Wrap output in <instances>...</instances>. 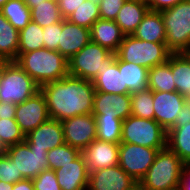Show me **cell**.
Here are the masks:
<instances>
[{
    "mask_svg": "<svg viewBox=\"0 0 190 190\" xmlns=\"http://www.w3.org/2000/svg\"><path fill=\"white\" fill-rule=\"evenodd\" d=\"M50 118L63 121L93 111L95 88L92 81L67 75L40 87Z\"/></svg>",
    "mask_w": 190,
    "mask_h": 190,
    "instance_id": "1",
    "label": "cell"
},
{
    "mask_svg": "<svg viewBox=\"0 0 190 190\" xmlns=\"http://www.w3.org/2000/svg\"><path fill=\"white\" fill-rule=\"evenodd\" d=\"M16 62L40 87L69 74L68 60L56 50L29 51L21 54Z\"/></svg>",
    "mask_w": 190,
    "mask_h": 190,
    "instance_id": "2",
    "label": "cell"
},
{
    "mask_svg": "<svg viewBox=\"0 0 190 190\" xmlns=\"http://www.w3.org/2000/svg\"><path fill=\"white\" fill-rule=\"evenodd\" d=\"M185 163L168 147L157 152L153 164L138 183L140 190H168L178 187Z\"/></svg>",
    "mask_w": 190,
    "mask_h": 190,
    "instance_id": "3",
    "label": "cell"
},
{
    "mask_svg": "<svg viewBox=\"0 0 190 190\" xmlns=\"http://www.w3.org/2000/svg\"><path fill=\"white\" fill-rule=\"evenodd\" d=\"M166 45L172 53H190V0L161 11Z\"/></svg>",
    "mask_w": 190,
    "mask_h": 190,
    "instance_id": "4",
    "label": "cell"
},
{
    "mask_svg": "<svg viewBox=\"0 0 190 190\" xmlns=\"http://www.w3.org/2000/svg\"><path fill=\"white\" fill-rule=\"evenodd\" d=\"M171 54L166 43L147 42L133 35H126L116 52V57L121 61L150 69L166 62Z\"/></svg>",
    "mask_w": 190,
    "mask_h": 190,
    "instance_id": "5",
    "label": "cell"
},
{
    "mask_svg": "<svg viewBox=\"0 0 190 190\" xmlns=\"http://www.w3.org/2000/svg\"><path fill=\"white\" fill-rule=\"evenodd\" d=\"M121 143L164 149L167 147V131L154 119L130 115L122 123Z\"/></svg>",
    "mask_w": 190,
    "mask_h": 190,
    "instance_id": "6",
    "label": "cell"
},
{
    "mask_svg": "<svg viewBox=\"0 0 190 190\" xmlns=\"http://www.w3.org/2000/svg\"><path fill=\"white\" fill-rule=\"evenodd\" d=\"M116 60V53L90 41L68 60L69 75L93 81L106 65Z\"/></svg>",
    "mask_w": 190,
    "mask_h": 190,
    "instance_id": "7",
    "label": "cell"
},
{
    "mask_svg": "<svg viewBox=\"0 0 190 190\" xmlns=\"http://www.w3.org/2000/svg\"><path fill=\"white\" fill-rule=\"evenodd\" d=\"M40 91V86L18 65L10 61L0 77V102L19 104Z\"/></svg>",
    "mask_w": 190,
    "mask_h": 190,
    "instance_id": "8",
    "label": "cell"
},
{
    "mask_svg": "<svg viewBox=\"0 0 190 190\" xmlns=\"http://www.w3.org/2000/svg\"><path fill=\"white\" fill-rule=\"evenodd\" d=\"M47 152L30 148L25 141L5 148V153L14 161L18 173L24 179H34L43 170L49 169Z\"/></svg>",
    "mask_w": 190,
    "mask_h": 190,
    "instance_id": "9",
    "label": "cell"
},
{
    "mask_svg": "<svg viewBox=\"0 0 190 190\" xmlns=\"http://www.w3.org/2000/svg\"><path fill=\"white\" fill-rule=\"evenodd\" d=\"M159 150L161 149L120 143L118 165L139 183L153 164Z\"/></svg>",
    "mask_w": 190,
    "mask_h": 190,
    "instance_id": "10",
    "label": "cell"
},
{
    "mask_svg": "<svg viewBox=\"0 0 190 190\" xmlns=\"http://www.w3.org/2000/svg\"><path fill=\"white\" fill-rule=\"evenodd\" d=\"M50 119L46 100L41 91L16 104L15 120L24 136Z\"/></svg>",
    "mask_w": 190,
    "mask_h": 190,
    "instance_id": "11",
    "label": "cell"
},
{
    "mask_svg": "<svg viewBox=\"0 0 190 190\" xmlns=\"http://www.w3.org/2000/svg\"><path fill=\"white\" fill-rule=\"evenodd\" d=\"M61 122L65 143L72 147L82 151L92 141L97 139L96 118L92 113L74 116Z\"/></svg>",
    "mask_w": 190,
    "mask_h": 190,
    "instance_id": "12",
    "label": "cell"
},
{
    "mask_svg": "<svg viewBox=\"0 0 190 190\" xmlns=\"http://www.w3.org/2000/svg\"><path fill=\"white\" fill-rule=\"evenodd\" d=\"M138 182L119 165L90 172L87 190H136Z\"/></svg>",
    "mask_w": 190,
    "mask_h": 190,
    "instance_id": "13",
    "label": "cell"
},
{
    "mask_svg": "<svg viewBox=\"0 0 190 190\" xmlns=\"http://www.w3.org/2000/svg\"><path fill=\"white\" fill-rule=\"evenodd\" d=\"M186 98L179 92L153 91L154 120L166 131L175 123Z\"/></svg>",
    "mask_w": 190,
    "mask_h": 190,
    "instance_id": "14",
    "label": "cell"
},
{
    "mask_svg": "<svg viewBox=\"0 0 190 190\" xmlns=\"http://www.w3.org/2000/svg\"><path fill=\"white\" fill-rule=\"evenodd\" d=\"M92 114L125 120L131 115V95L95 91Z\"/></svg>",
    "mask_w": 190,
    "mask_h": 190,
    "instance_id": "15",
    "label": "cell"
},
{
    "mask_svg": "<svg viewBox=\"0 0 190 190\" xmlns=\"http://www.w3.org/2000/svg\"><path fill=\"white\" fill-rule=\"evenodd\" d=\"M89 173L116 166L119 163V144L95 139L81 151Z\"/></svg>",
    "mask_w": 190,
    "mask_h": 190,
    "instance_id": "16",
    "label": "cell"
},
{
    "mask_svg": "<svg viewBox=\"0 0 190 190\" xmlns=\"http://www.w3.org/2000/svg\"><path fill=\"white\" fill-rule=\"evenodd\" d=\"M30 148L51 150L65 143L62 122L50 118L25 136Z\"/></svg>",
    "mask_w": 190,
    "mask_h": 190,
    "instance_id": "17",
    "label": "cell"
},
{
    "mask_svg": "<svg viewBox=\"0 0 190 190\" xmlns=\"http://www.w3.org/2000/svg\"><path fill=\"white\" fill-rule=\"evenodd\" d=\"M54 171L61 190H87L90 173L82 154Z\"/></svg>",
    "mask_w": 190,
    "mask_h": 190,
    "instance_id": "18",
    "label": "cell"
},
{
    "mask_svg": "<svg viewBox=\"0 0 190 190\" xmlns=\"http://www.w3.org/2000/svg\"><path fill=\"white\" fill-rule=\"evenodd\" d=\"M91 41L90 29L62 20L58 51L69 60Z\"/></svg>",
    "mask_w": 190,
    "mask_h": 190,
    "instance_id": "19",
    "label": "cell"
},
{
    "mask_svg": "<svg viewBox=\"0 0 190 190\" xmlns=\"http://www.w3.org/2000/svg\"><path fill=\"white\" fill-rule=\"evenodd\" d=\"M91 41L116 53L124 34L115 21L99 18L90 28Z\"/></svg>",
    "mask_w": 190,
    "mask_h": 190,
    "instance_id": "20",
    "label": "cell"
},
{
    "mask_svg": "<svg viewBox=\"0 0 190 190\" xmlns=\"http://www.w3.org/2000/svg\"><path fill=\"white\" fill-rule=\"evenodd\" d=\"M148 10L146 1L126 0L114 21L125 36L132 35Z\"/></svg>",
    "mask_w": 190,
    "mask_h": 190,
    "instance_id": "21",
    "label": "cell"
},
{
    "mask_svg": "<svg viewBox=\"0 0 190 190\" xmlns=\"http://www.w3.org/2000/svg\"><path fill=\"white\" fill-rule=\"evenodd\" d=\"M96 91L110 94H129L123 87L122 70L118 67V58L111 65H106L92 81Z\"/></svg>",
    "mask_w": 190,
    "mask_h": 190,
    "instance_id": "22",
    "label": "cell"
},
{
    "mask_svg": "<svg viewBox=\"0 0 190 190\" xmlns=\"http://www.w3.org/2000/svg\"><path fill=\"white\" fill-rule=\"evenodd\" d=\"M132 35L147 42L166 43V30L161 12L148 10Z\"/></svg>",
    "mask_w": 190,
    "mask_h": 190,
    "instance_id": "23",
    "label": "cell"
},
{
    "mask_svg": "<svg viewBox=\"0 0 190 190\" xmlns=\"http://www.w3.org/2000/svg\"><path fill=\"white\" fill-rule=\"evenodd\" d=\"M171 70L176 91L190 98V53H172Z\"/></svg>",
    "mask_w": 190,
    "mask_h": 190,
    "instance_id": "24",
    "label": "cell"
},
{
    "mask_svg": "<svg viewBox=\"0 0 190 190\" xmlns=\"http://www.w3.org/2000/svg\"><path fill=\"white\" fill-rule=\"evenodd\" d=\"M119 70H122L123 87H127L129 94L148 88L147 68L118 59Z\"/></svg>",
    "mask_w": 190,
    "mask_h": 190,
    "instance_id": "25",
    "label": "cell"
},
{
    "mask_svg": "<svg viewBox=\"0 0 190 190\" xmlns=\"http://www.w3.org/2000/svg\"><path fill=\"white\" fill-rule=\"evenodd\" d=\"M167 147L185 164L190 163V122L167 130Z\"/></svg>",
    "mask_w": 190,
    "mask_h": 190,
    "instance_id": "26",
    "label": "cell"
},
{
    "mask_svg": "<svg viewBox=\"0 0 190 190\" xmlns=\"http://www.w3.org/2000/svg\"><path fill=\"white\" fill-rule=\"evenodd\" d=\"M148 88L151 91L174 92L176 85L173 81L171 70V55L162 64L156 65L148 70Z\"/></svg>",
    "mask_w": 190,
    "mask_h": 190,
    "instance_id": "27",
    "label": "cell"
},
{
    "mask_svg": "<svg viewBox=\"0 0 190 190\" xmlns=\"http://www.w3.org/2000/svg\"><path fill=\"white\" fill-rule=\"evenodd\" d=\"M19 48V31L0 12V56L16 61Z\"/></svg>",
    "mask_w": 190,
    "mask_h": 190,
    "instance_id": "28",
    "label": "cell"
},
{
    "mask_svg": "<svg viewBox=\"0 0 190 190\" xmlns=\"http://www.w3.org/2000/svg\"><path fill=\"white\" fill-rule=\"evenodd\" d=\"M1 14L18 31L24 29L31 19V10L25 0H8L1 8Z\"/></svg>",
    "mask_w": 190,
    "mask_h": 190,
    "instance_id": "29",
    "label": "cell"
},
{
    "mask_svg": "<svg viewBox=\"0 0 190 190\" xmlns=\"http://www.w3.org/2000/svg\"><path fill=\"white\" fill-rule=\"evenodd\" d=\"M30 10L32 21L42 28L63 20L57 0H45L40 3H34V7Z\"/></svg>",
    "mask_w": 190,
    "mask_h": 190,
    "instance_id": "30",
    "label": "cell"
},
{
    "mask_svg": "<svg viewBox=\"0 0 190 190\" xmlns=\"http://www.w3.org/2000/svg\"><path fill=\"white\" fill-rule=\"evenodd\" d=\"M42 48H44L43 28L37 23L30 21L24 29L19 31L17 58L23 53Z\"/></svg>",
    "mask_w": 190,
    "mask_h": 190,
    "instance_id": "31",
    "label": "cell"
},
{
    "mask_svg": "<svg viewBox=\"0 0 190 190\" xmlns=\"http://www.w3.org/2000/svg\"><path fill=\"white\" fill-rule=\"evenodd\" d=\"M97 124V139L115 144L121 143L122 123L119 118L94 116Z\"/></svg>",
    "mask_w": 190,
    "mask_h": 190,
    "instance_id": "32",
    "label": "cell"
},
{
    "mask_svg": "<svg viewBox=\"0 0 190 190\" xmlns=\"http://www.w3.org/2000/svg\"><path fill=\"white\" fill-rule=\"evenodd\" d=\"M100 18L98 0H85L68 18L70 22L90 29Z\"/></svg>",
    "mask_w": 190,
    "mask_h": 190,
    "instance_id": "33",
    "label": "cell"
},
{
    "mask_svg": "<svg viewBox=\"0 0 190 190\" xmlns=\"http://www.w3.org/2000/svg\"><path fill=\"white\" fill-rule=\"evenodd\" d=\"M130 95L131 115L144 119H154L153 91L147 88Z\"/></svg>",
    "mask_w": 190,
    "mask_h": 190,
    "instance_id": "34",
    "label": "cell"
},
{
    "mask_svg": "<svg viewBox=\"0 0 190 190\" xmlns=\"http://www.w3.org/2000/svg\"><path fill=\"white\" fill-rule=\"evenodd\" d=\"M81 155V150L64 143L47 152V161L49 169L56 170L61 165H66Z\"/></svg>",
    "mask_w": 190,
    "mask_h": 190,
    "instance_id": "35",
    "label": "cell"
},
{
    "mask_svg": "<svg viewBox=\"0 0 190 190\" xmlns=\"http://www.w3.org/2000/svg\"><path fill=\"white\" fill-rule=\"evenodd\" d=\"M25 141V136L20 130L15 119L0 118V144L3 148Z\"/></svg>",
    "mask_w": 190,
    "mask_h": 190,
    "instance_id": "36",
    "label": "cell"
},
{
    "mask_svg": "<svg viewBox=\"0 0 190 190\" xmlns=\"http://www.w3.org/2000/svg\"><path fill=\"white\" fill-rule=\"evenodd\" d=\"M0 180L7 184L24 180L22 174L18 173L14 161L5 152L0 155Z\"/></svg>",
    "mask_w": 190,
    "mask_h": 190,
    "instance_id": "37",
    "label": "cell"
},
{
    "mask_svg": "<svg viewBox=\"0 0 190 190\" xmlns=\"http://www.w3.org/2000/svg\"><path fill=\"white\" fill-rule=\"evenodd\" d=\"M32 182L35 190H61L55 171L52 169L43 170L32 179Z\"/></svg>",
    "mask_w": 190,
    "mask_h": 190,
    "instance_id": "38",
    "label": "cell"
},
{
    "mask_svg": "<svg viewBox=\"0 0 190 190\" xmlns=\"http://www.w3.org/2000/svg\"><path fill=\"white\" fill-rule=\"evenodd\" d=\"M62 32V21L43 27L44 48L58 51L60 34Z\"/></svg>",
    "mask_w": 190,
    "mask_h": 190,
    "instance_id": "39",
    "label": "cell"
},
{
    "mask_svg": "<svg viewBox=\"0 0 190 190\" xmlns=\"http://www.w3.org/2000/svg\"><path fill=\"white\" fill-rule=\"evenodd\" d=\"M126 0H98L101 19L114 21Z\"/></svg>",
    "mask_w": 190,
    "mask_h": 190,
    "instance_id": "40",
    "label": "cell"
},
{
    "mask_svg": "<svg viewBox=\"0 0 190 190\" xmlns=\"http://www.w3.org/2000/svg\"><path fill=\"white\" fill-rule=\"evenodd\" d=\"M63 19H67L85 0H57Z\"/></svg>",
    "mask_w": 190,
    "mask_h": 190,
    "instance_id": "41",
    "label": "cell"
},
{
    "mask_svg": "<svg viewBox=\"0 0 190 190\" xmlns=\"http://www.w3.org/2000/svg\"><path fill=\"white\" fill-rule=\"evenodd\" d=\"M180 1L183 0H147L146 3L149 10L161 12L175 6Z\"/></svg>",
    "mask_w": 190,
    "mask_h": 190,
    "instance_id": "42",
    "label": "cell"
},
{
    "mask_svg": "<svg viewBox=\"0 0 190 190\" xmlns=\"http://www.w3.org/2000/svg\"><path fill=\"white\" fill-rule=\"evenodd\" d=\"M190 122V98H186V101L179 111L175 123L169 128L172 129L173 127H180L184 123Z\"/></svg>",
    "mask_w": 190,
    "mask_h": 190,
    "instance_id": "43",
    "label": "cell"
},
{
    "mask_svg": "<svg viewBox=\"0 0 190 190\" xmlns=\"http://www.w3.org/2000/svg\"><path fill=\"white\" fill-rule=\"evenodd\" d=\"M16 104L0 102V118L15 119Z\"/></svg>",
    "mask_w": 190,
    "mask_h": 190,
    "instance_id": "44",
    "label": "cell"
},
{
    "mask_svg": "<svg viewBox=\"0 0 190 190\" xmlns=\"http://www.w3.org/2000/svg\"><path fill=\"white\" fill-rule=\"evenodd\" d=\"M178 187L180 190H190V163L185 164Z\"/></svg>",
    "mask_w": 190,
    "mask_h": 190,
    "instance_id": "45",
    "label": "cell"
},
{
    "mask_svg": "<svg viewBox=\"0 0 190 190\" xmlns=\"http://www.w3.org/2000/svg\"><path fill=\"white\" fill-rule=\"evenodd\" d=\"M12 190H35L32 179H24L13 184Z\"/></svg>",
    "mask_w": 190,
    "mask_h": 190,
    "instance_id": "46",
    "label": "cell"
},
{
    "mask_svg": "<svg viewBox=\"0 0 190 190\" xmlns=\"http://www.w3.org/2000/svg\"><path fill=\"white\" fill-rule=\"evenodd\" d=\"M9 62V60L0 56V77L2 76V73Z\"/></svg>",
    "mask_w": 190,
    "mask_h": 190,
    "instance_id": "47",
    "label": "cell"
},
{
    "mask_svg": "<svg viewBox=\"0 0 190 190\" xmlns=\"http://www.w3.org/2000/svg\"><path fill=\"white\" fill-rule=\"evenodd\" d=\"M13 184L5 183L3 180H0V190H12Z\"/></svg>",
    "mask_w": 190,
    "mask_h": 190,
    "instance_id": "48",
    "label": "cell"
},
{
    "mask_svg": "<svg viewBox=\"0 0 190 190\" xmlns=\"http://www.w3.org/2000/svg\"><path fill=\"white\" fill-rule=\"evenodd\" d=\"M45 0H25V4L31 9L34 7V3H40Z\"/></svg>",
    "mask_w": 190,
    "mask_h": 190,
    "instance_id": "49",
    "label": "cell"
},
{
    "mask_svg": "<svg viewBox=\"0 0 190 190\" xmlns=\"http://www.w3.org/2000/svg\"><path fill=\"white\" fill-rule=\"evenodd\" d=\"M8 0H0V8L7 2Z\"/></svg>",
    "mask_w": 190,
    "mask_h": 190,
    "instance_id": "50",
    "label": "cell"
},
{
    "mask_svg": "<svg viewBox=\"0 0 190 190\" xmlns=\"http://www.w3.org/2000/svg\"><path fill=\"white\" fill-rule=\"evenodd\" d=\"M5 152V149L3 148V146L0 144V155L3 154Z\"/></svg>",
    "mask_w": 190,
    "mask_h": 190,
    "instance_id": "51",
    "label": "cell"
},
{
    "mask_svg": "<svg viewBox=\"0 0 190 190\" xmlns=\"http://www.w3.org/2000/svg\"><path fill=\"white\" fill-rule=\"evenodd\" d=\"M168 190H180V189H179V187H175V188L168 189Z\"/></svg>",
    "mask_w": 190,
    "mask_h": 190,
    "instance_id": "52",
    "label": "cell"
}]
</instances>
